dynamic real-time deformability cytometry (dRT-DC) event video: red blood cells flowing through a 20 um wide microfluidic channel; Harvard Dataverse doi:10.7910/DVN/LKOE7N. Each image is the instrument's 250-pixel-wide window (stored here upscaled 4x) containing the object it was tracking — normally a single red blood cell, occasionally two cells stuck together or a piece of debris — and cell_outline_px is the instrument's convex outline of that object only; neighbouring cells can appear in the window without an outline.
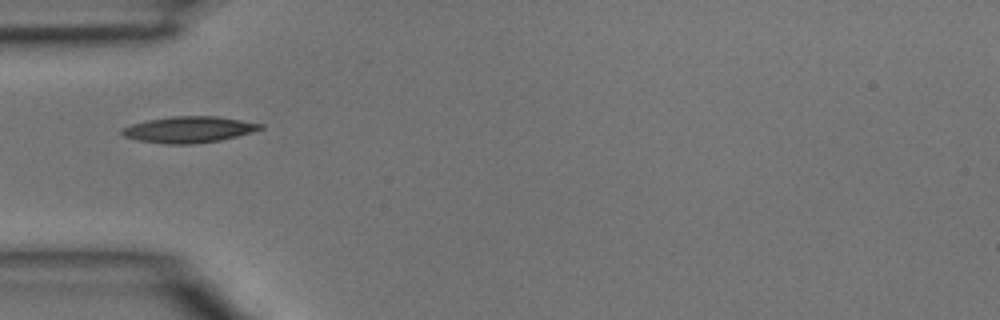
{"species": "common noctule bat (a hibernating species)", "species_latin": "Nyctalus noctula", "temperature_condition": "room temperature", "stored_images_in_passage": 32, "camera_frame_rate_fps": 3000, "um_per_image_px": 0.085, "animal": {"sex": "male", "body_mass_g": 15.6}, "frame": {"image": 1, "passage_image": 1, "time_ms": 0.0, "image_size_px": [1000, 320], "cell_outline_px": [[264, 128], [252, 132], [220, 140], [192, 144], [164, 144], [136, 140], [124, 136], [120, 132], [120, 128], [132, 124], [148, 120], [172, 116], [216, 116], [264, 124]], "centroid_in_image_um": [16.02, 11.01], "position_along_channel_um": 69.0, "area_um2": 21.15}}